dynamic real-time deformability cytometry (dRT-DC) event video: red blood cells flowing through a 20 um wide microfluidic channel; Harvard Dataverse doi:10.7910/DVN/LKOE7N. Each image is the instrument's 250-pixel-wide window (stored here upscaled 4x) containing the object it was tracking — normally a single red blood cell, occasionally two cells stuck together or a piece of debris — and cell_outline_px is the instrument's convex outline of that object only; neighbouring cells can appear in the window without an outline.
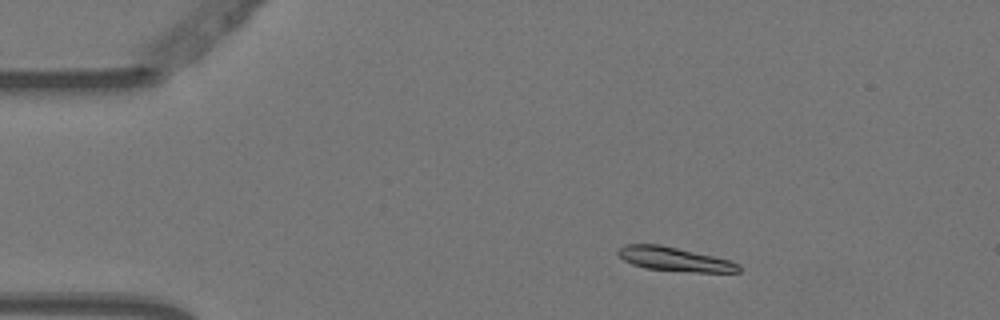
{"species": "Egyptian fruit bat (a non-hibernating species)", "species_latin": "Rousettus aegyptiacus", "temperature_condition": "warm", "stored_images_in_passage": 3, "camera_frame_rate_fps": 3000, "um_per_image_px": 0.085, "animal": {"sex": "female"}, "frame": {"image": 1, "passage_image": 2, "time_ms": 0.333, "image_size_px": [1000, 320], "cell_outline_px": [[740, 272], [692, 272], [644, 268], [632, 264], [624, 260], [616, 252], [624, 244], [660, 244], [732, 260], [740, 264]], "centroid_in_image_um": [57.35, 22.02], "position_along_channel_um": 27.6, "area_um2": 16.94}}